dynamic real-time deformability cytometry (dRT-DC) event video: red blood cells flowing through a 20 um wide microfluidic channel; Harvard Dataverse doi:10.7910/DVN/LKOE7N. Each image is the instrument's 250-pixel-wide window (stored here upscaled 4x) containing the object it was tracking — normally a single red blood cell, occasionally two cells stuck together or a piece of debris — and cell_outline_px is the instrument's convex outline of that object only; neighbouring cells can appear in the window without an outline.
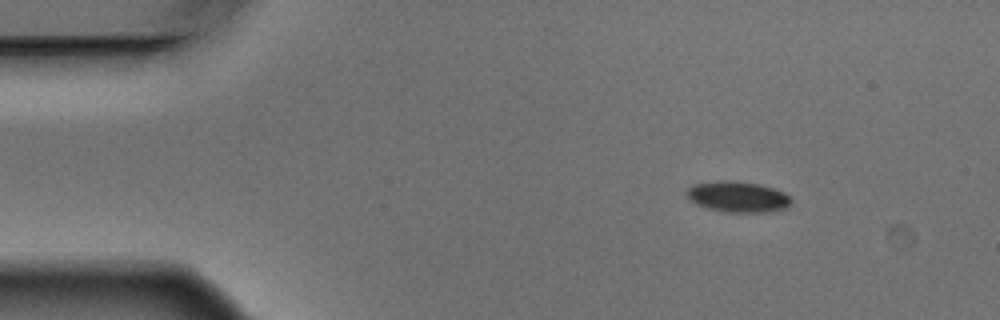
{"species": "Egyptian fruit bat (a non-hibernating species)", "species_latin": "Rousettus aegyptiacus", "temperature_condition": "warm", "stored_images_in_passage": 3, "camera_frame_rate_fps": 3000, "um_per_image_px": 0.085, "animal": {"sex": "male"}, "frame": {"image": 1, "passage_image": 1, "time_ms": 0.0, "image_size_px": [1000, 320], "cell_outline_px": [[792, 200], [788, 208], [768, 212], [724, 212], [708, 208], [696, 204], [688, 196], [688, 188], [692, 184], [716, 180], [732, 180], [760, 184], [784, 192]], "centroid_in_image_um": [62.73, 16.72], "position_along_channel_um": 22.3, "area_um2": 18.84}}